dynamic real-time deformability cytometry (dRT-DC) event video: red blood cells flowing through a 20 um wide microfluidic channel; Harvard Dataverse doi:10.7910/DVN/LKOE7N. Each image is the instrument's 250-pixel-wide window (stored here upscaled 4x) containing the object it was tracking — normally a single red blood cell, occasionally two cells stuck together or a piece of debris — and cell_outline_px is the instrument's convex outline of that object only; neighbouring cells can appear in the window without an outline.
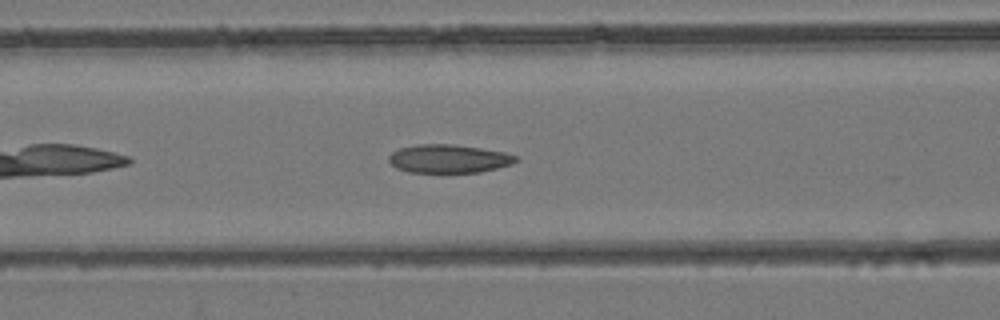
{"species": "common noctule bat (a hibernating species)", "species_latin": "Nyctalus noctula", "temperature_condition": "room temperature", "stored_images_in_passage": 30, "camera_frame_rate_fps": 3000, "um_per_image_px": 0.085, "animal": {"sex": "female", "body_mass_g": 24.6, "forearm_length_mm": 56.2}, "frame": {"image": 1, "passage_image": 7, "time_ms": 2.0, "image_size_px": [1000, 320], "cell_outline_px": [[520, 160], [512, 164], [480, 172], [408, 172], [396, 168], [388, 160], [388, 156], [392, 152], [400, 148], [416, 144], [452, 144], [480, 148], [504, 152], [516, 156]], "centroid_in_image_um": [38.13, 13.49], "position_along_channel_um": 128.5, "area_um2": 20.98}}
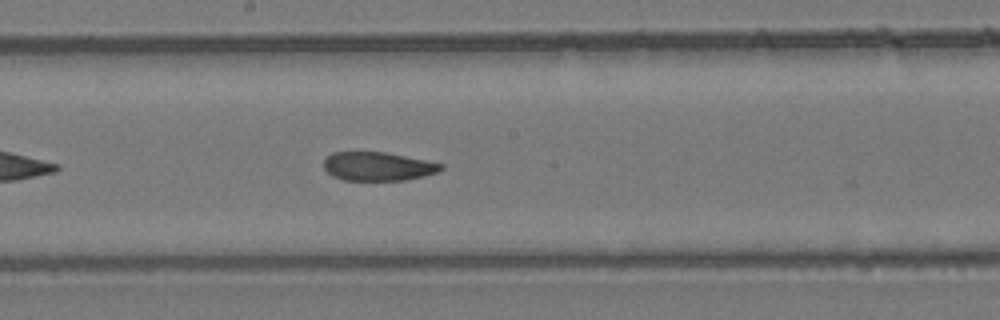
{"frame": {"image": 2, "passage_image": 13, "time_ms": 4.0, "image_size_px": [1000, 320], "cell_outline_px": [[444, 168], [436, 172], [424, 176], [404, 180], [344, 180], [332, 176], [324, 168], [324, 160], [332, 152], [384, 152], [444, 164]], "centroid_in_image_um": [32.1, 14.14], "position_along_channel_um": 216.1, "area_um2": 19.42}}
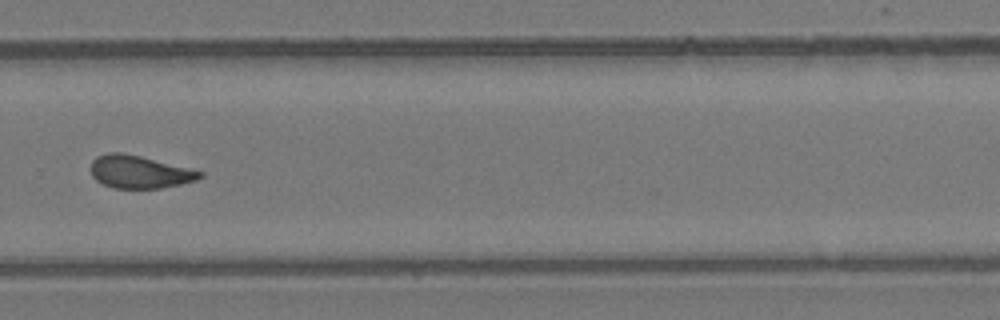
{"frame": {"image": 3, "passage_image": 20, "time_ms": 6.333, "image_size_px": [1000, 320], "cell_outline_px": [[204, 176], [196, 180], [180, 184], [160, 188], [112, 188], [96, 180], [92, 176], [88, 168], [92, 160], [96, 156], [108, 152], [124, 152], [204, 172]], "centroid_in_image_um": [11.79, 14.6], "position_along_channel_um": 318.0, "area_um2": 20.92}}